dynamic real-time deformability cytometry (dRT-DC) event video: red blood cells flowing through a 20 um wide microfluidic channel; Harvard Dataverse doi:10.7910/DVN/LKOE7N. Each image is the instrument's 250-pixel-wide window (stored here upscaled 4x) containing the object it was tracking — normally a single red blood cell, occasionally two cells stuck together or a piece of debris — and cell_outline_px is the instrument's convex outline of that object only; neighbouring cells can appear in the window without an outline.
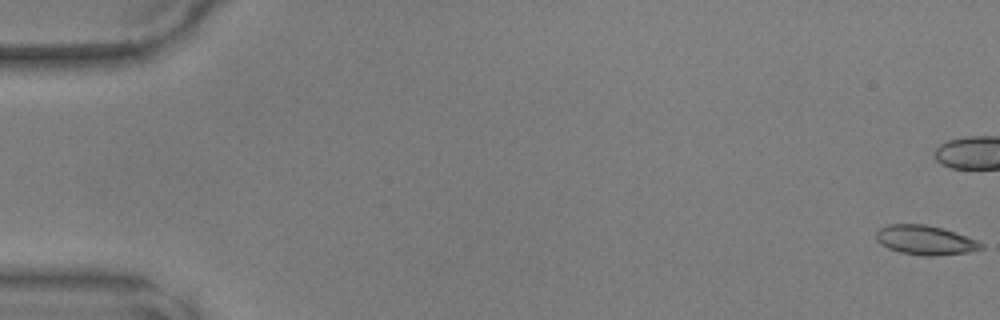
{"species": "common noctule bat (a hibernating species)", "species_latin": "Nyctalus noctula", "temperature_condition": "warm", "stored_images_in_passage": 50, "camera_frame_rate_fps": 3000, "um_per_image_px": 0.085, "animal": {"sex": "male", "body_mass_g": 17.9, "forearm_length_mm": 54.2}, "frame": {"image": 1, "passage_image": 1, "time_ms": 0.0, "image_size_px": [1000, 320], "cell_outline_px": [[984, 248], [968, 252], [932, 256], [924, 256], [900, 252], [888, 248], [880, 244], [876, 240], [876, 232], [880, 228], [888, 224], [924, 224], [944, 228], [976, 240], [984, 244]], "centroid_in_image_um": [78.63, 20.41], "position_along_channel_um": 6.4, "area_um2": 17.98}}
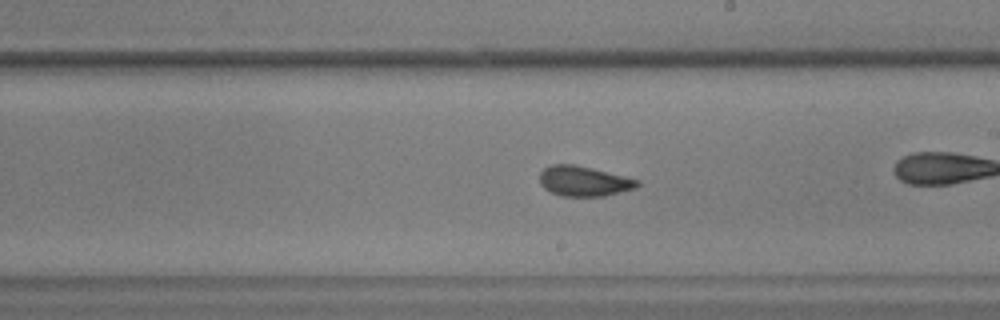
{"frame": {"image": 2, "passage_image": 29, "time_ms": 9.333, "image_size_px": [1000, 320], "cell_outline_px": [[640, 184], [636, 188], [604, 196], [560, 196], [544, 188], [540, 184], [540, 172], [544, 168], [552, 164], [572, 164], [592, 168], [640, 180]], "centroid_in_image_um": [49.62, 15.4], "position_along_channel_um": 239.4, "area_um2": 17.11}}